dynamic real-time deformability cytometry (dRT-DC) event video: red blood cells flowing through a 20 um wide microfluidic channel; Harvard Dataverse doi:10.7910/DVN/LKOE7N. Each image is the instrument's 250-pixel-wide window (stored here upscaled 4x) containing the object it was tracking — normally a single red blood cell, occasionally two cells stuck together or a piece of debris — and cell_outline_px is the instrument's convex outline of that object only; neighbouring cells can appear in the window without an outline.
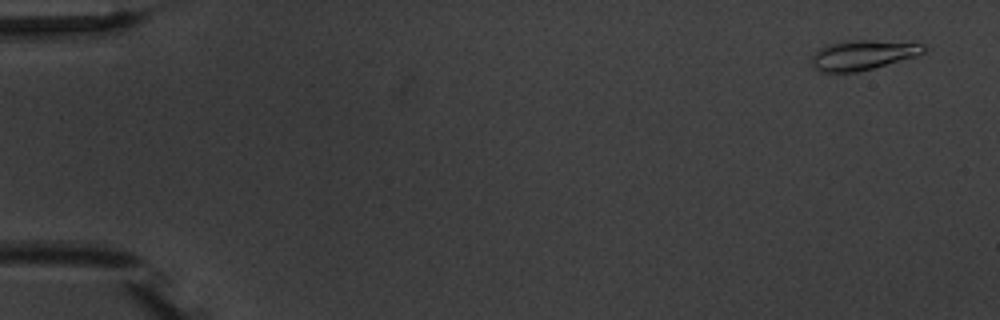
{"species": "common noctule bat (a hibernating species)", "species_latin": "Nyctalus noctula", "temperature_condition": "warm", "stored_images_in_passage": 5, "camera_frame_rate_fps": 3000, "um_per_image_px": 0.085, "animal": {"sex": "male", "body_mass_g": 20.1, "forearm_length_mm": 53.5}, "frame": {"image": 1, "passage_image": 1, "time_ms": 0.0, "image_size_px": [1000, 320], "cell_outline_px": [[928, 48], [924, 52], [916, 56], [872, 68], [856, 72], [820, 72], [812, 68], [808, 64], [808, 60], [820, 48], [828, 44], [852, 40], [868, 40], [924, 44]], "centroid_in_image_um": [73.26, 4.69], "position_along_channel_um": 11.7, "area_um2": 19.48}}